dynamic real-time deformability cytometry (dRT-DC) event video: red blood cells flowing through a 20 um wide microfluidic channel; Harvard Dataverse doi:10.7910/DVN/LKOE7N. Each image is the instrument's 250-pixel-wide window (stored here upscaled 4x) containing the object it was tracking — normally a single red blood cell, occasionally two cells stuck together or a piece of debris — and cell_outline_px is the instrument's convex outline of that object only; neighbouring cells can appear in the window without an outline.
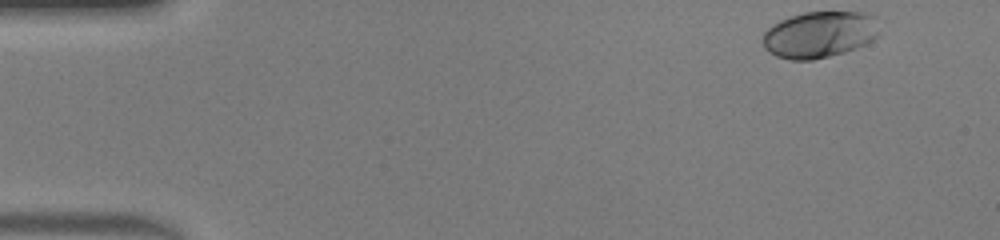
{"species": "human", "species_latin": "Homo sapiens", "temperature_condition": "warm", "stored_images_in_passage": 45, "camera_frame_rate_fps": 3000, "um_per_image_px": 0.085, "donor": {"sex": "male"}, "frame": {"image": 1, "passage_image": 1, "time_ms": 0.0, "image_size_px": [1000, 240], "cell_outline_px": [[880, 36], [856, 48], [844, 52], [812, 60], [792, 60], [776, 56], [768, 52], [764, 48], [760, 40], [764, 32], [772, 24], [780, 20], [804, 12], [864, 12], [876, 16], [880, 32]], "centroid_in_image_um": [69.65, 2.93], "position_along_channel_um": 15.3, "area_um2": 31.96}}
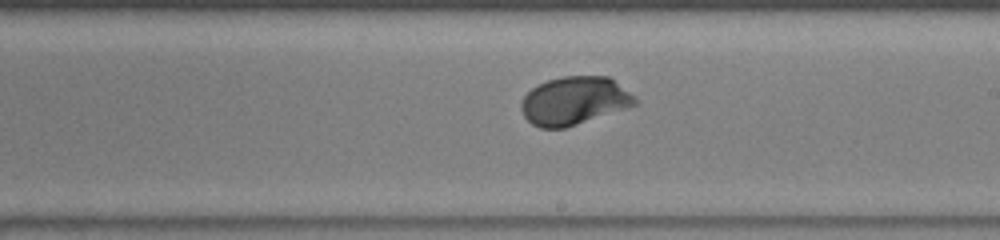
{"frame": {"image": 2, "passage_image": 25, "time_ms": 8.0, "image_size_px": [1000, 240], "cell_outline_px": [[640, 104], [628, 108], [564, 128], [540, 128], [532, 124], [524, 116], [520, 108], [520, 104], [524, 96], [532, 88], [548, 80], [564, 76], [608, 76], [636, 96], [640, 100]], "centroid_in_image_um": [48.85, 8.57], "position_along_channel_um": 240.1, "area_um2": 32.08}}
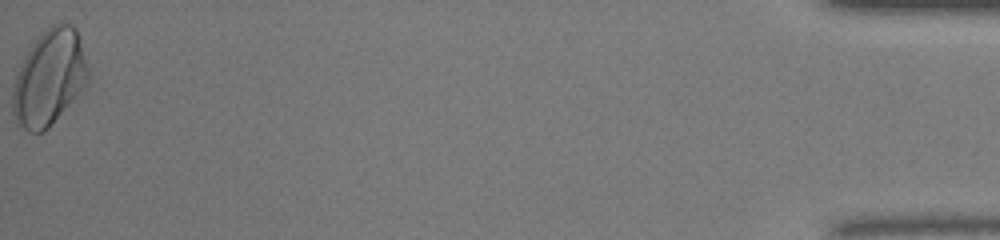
{"frame": {"image": 3, "passage_image": 45, "time_ms": 14.667, "image_size_px": [1000, 240], "cell_outline_px": [[88, 84], [48, 128], [44, 132], [28, 132], [16, 124], [12, 112], [12, 84], [20, 64], [24, 56], [32, 44], [52, 24], [60, 20], [72, 24], [76, 28], [88, 68]], "centroid_in_image_um": [4.16, 6.62], "position_along_channel_um": 431.0, "area_um2": 42.25}, "authors_computed_cell_mechanics": {"area_um2": 31.79, "velocity_mm_per_s": 4.343, "shape_relaxation_time_tau1_ms": 2.2816, "shape_relaxation_time_tau2_ms": null, "deformation_change_tau1": 0.153, "deformation_change_tau2": null}}